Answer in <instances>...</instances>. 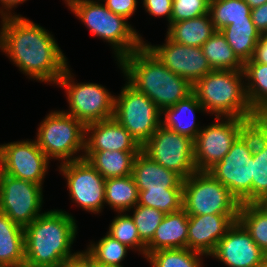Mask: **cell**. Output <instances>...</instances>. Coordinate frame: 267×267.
Here are the masks:
<instances>
[{
	"label": "cell",
	"mask_w": 267,
	"mask_h": 267,
	"mask_svg": "<svg viewBox=\"0 0 267 267\" xmlns=\"http://www.w3.org/2000/svg\"><path fill=\"white\" fill-rule=\"evenodd\" d=\"M69 66L57 82L65 89L69 111H64L85 126L113 118L115 95L97 83H75Z\"/></svg>",
	"instance_id": "9"
},
{
	"label": "cell",
	"mask_w": 267,
	"mask_h": 267,
	"mask_svg": "<svg viewBox=\"0 0 267 267\" xmlns=\"http://www.w3.org/2000/svg\"><path fill=\"white\" fill-rule=\"evenodd\" d=\"M243 72L251 108L256 114H267V64L245 62Z\"/></svg>",
	"instance_id": "27"
},
{
	"label": "cell",
	"mask_w": 267,
	"mask_h": 267,
	"mask_svg": "<svg viewBox=\"0 0 267 267\" xmlns=\"http://www.w3.org/2000/svg\"><path fill=\"white\" fill-rule=\"evenodd\" d=\"M132 176L139 191L183 188V179L152 160L142 150L133 162Z\"/></svg>",
	"instance_id": "20"
},
{
	"label": "cell",
	"mask_w": 267,
	"mask_h": 267,
	"mask_svg": "<svg viewBox=\"0 0 267 267\" xmlns=\"http://www.w3.org/2000/svg\"><path fill=\"white\" fill-rule=\"evenodd\" d=\"M209 13L217 31L233 22L252 21L245 0H210Z\"/></svg>",
	"instance_id": "31"
},
{
	"label": "cell",
	"mask_w": 267,
	"mask_h": 267,
	"mask_svg": "<svg viewBox=\"0 0 267 267\" xmlns=\"http://www.w3.org/2000/svg\"><path fill=\"white\" fill-rule=\"evenodd\" d=\"M107 233L131 250L134 249L142 254L144 258L146 257V244L140 239L137 227L130 214L120 212L110 223Z\"/></svg>",
	"instance_id": "36"
},
{
	"label": "cell",
	"mask_w": 267,
	"mask_h": 267,
	"mask_svg": "<svg viewBox=\"0 0 267 267\" xmlns=\"http://www.w3.org/2000/svg\"><path fill=\"white\" fill-rule=\"evenodd\" d=\"M128 249L130 248L106 233L98 242H90L85 252L100 266L122 267L121 262L125 260Z\"/></svg>",
	"instance_id": "32"
},
{
	"label": "cell",
	"mask_w": 267,
	"mask_h": 267,
	"mask_svg": "<svg viewBox=\"0 0 267 267\" xmlns=\"http://www.w3.org/2000/svg\"><path fill=\"white\" fill-rule=\"evenodd\" d=\"M100 267H116V266H100ZM123 267V266H122Z\"/></svg>",
	"instance_id": "50"
},
{
	"label": "cell",
	"mask_w": 267,
	"mask_h": 267,
	"mask_svg": "<svg viewBox=\"0 0 267 267\" xmlns=\"http://www.w3.org/2000/svg\"><path fill=\"white\" fill-rule=\"evenodd\" d=\"M253 155L238 137L227 155L208 172L230 193L240 204L252 203Z\"/></svg>",
	"instance_id": "14"
},
{
	"label": "cell",
	"mask_w": 267,
	"mask_h": 267,
	"mask_svg": "<svg viewBox=\"0 0 267 267\" xmlns=\"http://www.w3.org/2000/svg\"><path fill=\"white\" fill-rule=\"evenodd\" d=\"M183 188L139 191L137 205L156 208L164 214L176 212L182 208Z\"/></svg>",
	"instance_id": "35"
},
{
	"label": "cell",
	"mask_w": 267,
	"mask_h": 267,
	"mask_svg": "<svg viewBox=\"0 0 267 267\" xmlns=\"http://www.w3.org/2000/svg\"><path fill=\"white\" fill-rule=\"evenodd\" d=\"M251 19L261 35L267 32V3L251 9Z\"/></svg>",
	"instance_id": "43"
},
{
	"label": "cell",
	"mask_w": 267,
	"mask_h": 267,
	"mask_svg": "<svg viewBox=\"0 0 267 267\" xmlns=\"http://www.w3.org/2000/svg\"><path fill=\"white\" fill-rule=\"evenodd\" d=\"M92 35L110 43L117 63L139 49L144 40L124 16L110 11L100 0H64Z\"/></svg>",
	"instance_id": "5"
},
{
	"label": "cell",
	"mask_w": 267,
	"mask_h": 267,
	"mask_svg": "<svg viewBox=\"0 0 267 267\" xmlns=\"http://www.w3.org/2000/svg\"><path fill=\"white\" fill-rule=\"evenodd\" d=\"M209 256L228 267H256L267 258L238 220L229 227Z\"/></svg>",
	"instance_id": "17"
},
{
	"label": "cell",
	"mask_w": 267,
	"mask_h": 267,
	"mask_svg": "<svg viewBox=\"0 0 267 267\" xmlns=\"http://www.w3.org/2000/svg\"><path fill=\"white\" fill-rule=\"evenodd\" d=\"M256 267H267V258L262 261L259 265H257Z\"/></svg>",
	"instance_id": "48"
},
{
	"label": "cell",
	"mask_w": 267,
	"mask_h": 267,
	"mask_svg": "<svg viewBox=\"0 0 267 267\" xmlns=\"http://www.w3.org/2000/svg\"><path fill=\"white\" fill-rule=\"evenodd\" d=\"M85 151L140 152L141 146L120 123L110 118L85 126Z\"/></svg>",
	"instance_id": "19"
},
{
	"label": "cell",
	"mask_w": 267,
	"mask_h": 267,
	"mask_svg": "<svg viewBox=\"0 0 267 267\" xmlns=\"http://www.w3.org/2000/svg\"><path fill=\"white\" fill-rule=\"evenodd\" d=\"M204 254L189 248L162 249L145 258L152 267H202Z\"/></svg>",
	"instance_id": "33"
},
{
	"label": "cell",
	"mask_w": 267,
	"mask_h": 267,
	"mask_svg": "<svg viewBox=\"0 0 267 267\" xmlns=\"http://www.w3.org/2000/svg\"><path fill=\"white\" fill-rule=\"evenodd\" d=\"M167 29L166 36L170 40L178 44L194 47H202L217 31L210 13L197 18L171 23Z\"/></svg>",
	"instance_id": "24"
},
{
	"label": "cell",
	"mask_w": 267,
	"mask_h": 267,
	"mask_svg": "<svg viewBox=\"0 0 267 267\" xmlns=\"http://www.w3.org/2000/svg\"><path fill=\"white\" fill-rule=\"evenodd\" d=\"M72 202L89 213H100L105 204V181L85 159L60 164Z\"/></svg>",
	"instance_id": "13"
},
{
	"label": "cell",
	"mask_w": 267,
	"mask_h": 267,
	"mask_svg": "<svg viewBox=\"0 0 267 267\" xmlns=\"http://www.w3.org/2000/svg\"><path fill=\"white\" fill-rule=\"evenodd\" d=\"M247 62L267 64V39L263 35L256 43L252 58Z\"/></svg>",
	"instance_id": "44"
},
{
	"label": "cell",
	"mask_w": 267,
	"mask_h": 267,
	"mask_svg": "<svg viewBox=\"0 0 267 267\" xmlns=\"http://www.w3.org/2000/svg\"><path fill=\"white\" fill-rule=\"evenodd\" d=\"M141 150L183 180L196 171L194 140L160 125Z\"/></svg>",
	"instance_id": "10"
},
{
	"label": "cell",
	"mask_w": 267,
	"mask_h": 267,
	"mask_svg": "<svg viewBox=\"0 0 267 267\" xmlns=\"http://www.w3.org/2000/svg\"><path fill=\"white\" fill-rule=\"evenodd\" d=\"M210 0H173L172 23L209 13Z\"/></svg>",
	"instance_id": "39"
},
{
	"label": "cell",
	"mask_w": 267,
	"mask_h": 267,
	"mask_svg": "<svg viewBox=\"0 0 267 267\" xmlns=\"http://www.w3.org/2000/svg\"><path fill=\"white\" fill-rule=\"evenodd\" d=\"M139 190L131 175L105 181V203L114 211H130L138 204Z\"/></svg>",
	"instance_id": "28"
},
{
	"label": "cell",
	"mask_w": 267,
	"mask_h": 267,
	"mask_svg": "<svg viewBox=\"0 0 267 267\" xmlns=\"http://www.w3.org/2000/svg\"><path fill=\"white\" fill-rule=\"evenodd\" d=\"M131 86L163 111L192 93L193 85L169 70L144 44L118 62Z\"/></svg>",
	"instance_id": "3"
},
{
	"label": "cell",
	"mask_w": 267,
	"mask_h": 267,
	"mask_svg": "<svg viewBox=\"0 0 267 267\" xmlns=\"http://www.w3.org/2000/svg\"><path fill=\"white\" fill-rule=\"evenodd\" d=\"M37 132V145L49 160L57 159L63 164L83 159L78 153L85 151V125L74 116L63 110L52 111L41 121Z\"/></svg>",
	"instance_id": "6"
},
{
	"label": "cell",
	"mask_w": 267,
	"mask_h": 267,
	"mask_svg": "<svg viewBox=\"0 0 267 267\" xmlns=\"http://www.w3.org/2000/svg\"><path fill=\"white\" fill-rule=\"evenodd\" d=\"M244 80L243 70H212L193 85L192 92L207 113L246 119L256 113L248 102Z\"/></svg>",
	"instance_id": "4"
},
{
	"label": "cell",
	"mask_w": 267,
	"mask_h": 267,
	"mask_svg": "<svg viewBox=\"0 0 267 267\" xmlns=\"http://www.w3.org/2000/svg\"><path fill=\"white\" fill-rule=\"evenodd\" d=\"M219 31L243 64L252 58L256 43L262 36L252 21L233 22Z\"/></svg>",
	"instance_id": "26"
},
{
	"label": "cell",
	"mask_w": 267,
	"mask_h": 267,
	"mask_svg": "<svg viewBox=\"0 0 267 267\" xmlns=\"http://www.w3.org/2000/svg\"><path fill=\"white\" fill-rule=\"evenodd\" d=\"M75 218L61 209L42 212L24 228V267H58L74 257L71 246L77 235Z\"/></svg>",
	"instance_id": "2"
},
{
	"label": "cell",
	"mask_w": 267,
	"mask_h": 267,
	"mask_svg": "<svg viewBox=\"0 0 267 267\" xmlns=\"http://www.w3.org/2000/svg\"><path fill=\"white\" fill-rule=\"evenodd\" d=\"M239 138L252 155L267 147V114H256L240 123Z\"/></svg>",
	"instance_id": "34"
},
{
	"label": "cell",
	"mask_w": 267,
	"mask_h": 267,
	"mask_svg": "<svg viewBox=\"0 0 267 267\" xmlns=\"http://www.w3.org/2000/svg\"><path fill=\"white\" fill-rule=\"evenodd\" d=\"M24 228L0 212V267H24Z\"/></svg>",
	"instance_id": "23"
},
{
	"label": "cell",
	"mask_w": 267,
	"mask_h": 267,
	"mask_svg": "<svg viewBox=\"0 0 267 267\" xmlns=\"http://www.w3.org/2000/svg\"><path fill=\"white\" fill-rule=\"evenodd\" d=\"M131 216L140 239L147 245L153 238L155 230L162 222L165 214L156 208L136 205Z\"/></svg>",
	"instance_id": "37"
},
{
	"label": "cell",
	"mask_w": 267,
	"mask_h": 267,
	"mask_svg": "<svg viewBox=\"0 0 267 267\" xmlns=\"http://www.w3.org/2000/svg\"><path fill=\"white\" fill-rule=\"evenodd\" d=\"M143 7L154 17L166 16L168 25L172 23L173 0H143Z\"/></svg>",
	"instance_id": "40"
},
{
	"label": "cell",
	"mask_w": 267,
	"mask_h": 267,
	"mask_svg": "<svg viewBox=\"0 0 267 267\" xmlns=\"http://www.w3.org/2000/svg\"><path fill=\"white\" fill-rule=\"evenodd\" d=\"M238 214L188 215L187 248L209 256Z\"/></svg>",
	"instance_id": "18"
},
{
	"label": "cell",
	"mask_w": 267,
	"mask_h": 267,
	"mask_svg": "<svg viewBox=\"0 0 267 267\" xmlns=\"http://www.w3.org/2000/svg\"><path fill=\"white\" fill-rule=\"evenodd\" d=\"M165 44L144 45L173 73L194 85L213 69L204 56L202 47L175 43L166 36Z\"/></svg>",
	"instance_id": "16"
},
{
	"label": "cell",
	"mask_w": 267,
	"mask_h": 267,
	"mask_svg": "<svg viewBox=\"0 0 267 267\" xmlns=\"http://www.w3.org/2000/svg\"><path fill=\"white\" fill-rule=\"evenodd\" d=\"M188 214L183 208L165 214L152 240L146 245V256L162 249L187 248Z\"/></svg>",
	"instance_id": "21"
},
{
	"label": "cell",
	"mask_w": 267,
	"mask_h": 267,
	"mask_svg": "<svg viewBox=\"0 0 267 267\" xmlns=\"http://www.w3.org/2000/svg\"><path fill=\"white\" fill-rule=\"evenodd\" d=\"M260 204L267 210V197H265Z\"/></svg>",
	"instance_id": "47"
},
{
	"label": "cell",
	"mask_w": 267,
	"mask_h": 267,
	"mask_svg": "<svg viewBox=\"0 0 267 267\" xmlns=\"http://www.w3.org/2000/svg\"><path fill=\"white\" fill-rule=\"evenodd\" d=\"M204 56L213 70H243V63L220 31H216L203 45Z\"/></svg>",
	"instance_id": "29"
},
{
	"label": "cell",
	"mask_w": 267,
	"mask_h": 267,
	"mask_svg": "<svg viewBox=\"0 0 267 267\" xmlns=\"http://www.w3.org/2000/svg\"><path fill=\"white\" fill-rule=\"evenodd\" d=\"M240 203L208 171H195L183 180L182 208L188 215L238 214Z\"/></svg>",
	"instance_id": "7"
},
{
	"label": "cell",
	"mask_w": 267,
	"mask_h": 267,
	"mask_svg": "<svg viewBox=\"0 0 267 267\" xmlns=\"http://www.w3.org/2000/svg\"><path fill=\"white\" fill-rule=\"evenodd\" d=\"M246 4L251 8H255L267 3V0H245Z\"/></svg>",
	"instance_id": "46"
},
{
	"label": "cell",
	"mask_w": 267,
	"mask_h": 267,
	"mask_svg": "<svg viewBox=\"0 0 267 267\" xmlns=\"http://www.w3.org/2000/svg\"><path fill=\"white\" fill-rule=\"evenodd\" d=\"M1 20V51L29 79L57 85L68 62L53 35L22 16Z\"/></svg>",
	"instance_id": "1"
},
{
	"label": "cell",
	"mask_w": 267,
	"mask_h": 267,
	"mask_svg": "<svg viewBox=\"0 0 267 267\" xmlns=\"http://www.w3.org/2000/svg\"><path fill=\"white\" fill-rule=\"evenodd\" d=\"M252 203L267 197V147L253 155Z\"/></svg>",
	"instance_id": "38"
},
{
	"label": "cell",
	"mask_w": 267,
	"mask_h": 267,
	"mask_svg": "<svg viewBox=\"0 0 267 267\" xmlns=\"http://www.w3.org/2000/svg\"><path fill=\"white\" fill-rule=\"evenodd\" d=\"M43 186L0 171V212L25 228L42 213Z\"/></svg>",
	"instance_id": "11"
},
{
	"label": "cell",
	"mask_w": 267,
	"mask_h": 267,
	"mask_svg": "<svg viewBox=\"0 0 267 267\" xmlns=\"http://www.w3.org/2000/svg\"><path fill=\"white\" fill-rule=\"evenodd\" d=\"M139 152L84 151L81 155L104 179L132 174L133 162Z\"/></svg>",
	"instance_id": "25"
},
{
	"label": "cell",
	"mask_w": 267,
	"mask_h": 267,
	"mask_svg": "<svg viewBox=\"0 0 267 267\" xmlns=\"http://www.w3.org/2000/svg\"><path fill=\"white\" fill-rule=\"evenodd\" d=\"M243 120L235 117H215V123L202 126L203 129L194 140L196 171H209L227 155L239 137L240 123Z\"/></svg>",
	"instance_id": "12"
},
{
	"label": "cell",
	"mask_w": 267,
	"mask_h": 267,
	"mask_svg": "<svg viewBox=\"0 0 267 267\" xmlns=\"http://www.w3.org/2000/svg\"><path fill=\"white\" fill-rule=\"evenodd\" d=\"M27 0H0V3L2 5V8L0 9V16L2 18H7V17H13V16H21V15H16L15 13H11L12 8L17 7L18 4H22Z\"/></svg>",
	"instance_id": "45"
},
{
	"label": "cell",
	"mask_w": 267,
	"mask_h": 267,
	"mask_svg": "<svg viewBox=\"0 0 267 267\" xmlns=\"http://www.w3.org/2000/svg\"><path fill=\"white\" fill-rule=\"evenodd\" d=\"M49 162L36 140L0 145V171L13 178L43 185Z\"/></svg>",
	"instance_id": "15"
},
{
	"label": "cell",
	"mask_w": 267,
	"mask_h": 267,
	"mask_svg": "<svg viewBox=\"0 0 267 267\" xmlns=\"http://www.w3.org/2000/svg\"><path fill=\"white\" fill-rule=\"evenodd\" d=\"M263 36L267 39V32L263 34Z\"/></svg>",
	"instance_id": "49"
},
{
	"label": "cell",
	"mask_w": 267,
	"mask_h": 267,
	"mask_svg": "<svg viewBox=\"0 0 267 267\" xmlns=\"http://www.w3.org/2000/svg\"><path fill=\"white\" fill-rule=\"evenodd\" d=\"M196 111L206 113L203 106L197 100L196 95L192 92L174 106L165 108L162 111V116L164 115V117H161V125L195 140L202 129V127H199V123H196Z\"/></svg>",
	"instance_id": "22"
},
{
	"label": "cell",
	"mask_w": 267,
	"mask_h": 267,
	"mask_svg": "<svg viewBox=\"0 0 267 267\" xmlns=\"http://www.w3.org/2000/svg\"><path fill=\"white\" fill-rule=\"evenodd\" d=\"M58 267H100L85 251L78 253L67 260H64Z\"/></svg>",
	"instance_id": "42"
},
{
	"label": "cell",
	"mask_w": 267,
	"mask_h": 267,
	"mask_svg": "<svg viewBox=\"0 0 267 267\" xmlns=\"http://www.w3.org/2000/svg\"><path fill=\"white\" fill-rule=\"evenodd\" d=\"M102 2V0H100ZM103 3L110 11L124 16L127 20L137 9V0H103Z\"/></svg>",
	"instance_id": "41"
},
{
	"label": "cell",
	"mask_w": 267,
	"mask_h": 267,
	"mask_svg": "<svg viewBox=\"0 0 267 267\" xmlns=\"http://www.w3.org/2000/svg\"><path fill=\"white\" fill-rule=\"evenodd\" d=\"M237 220L267 255V210L260 203H243Z\"/></svg>",
	"instance_id": "30"
},
{
	"label": "cell",
	"mask_w": 267,
	"mask_h": 267,
	"mask_svg": "<svg viewBox=\"0 0 267 267\" xmlns=\"http://www.w3.org/2000/svg\"><path fill=\"white\" fill-rule=\"evenodd\" d=\"M162 111L128 82L115 96L113 118L142 147L161 125Z\"/></svg>",
	"instance_id": "8"
}]
</instances>
